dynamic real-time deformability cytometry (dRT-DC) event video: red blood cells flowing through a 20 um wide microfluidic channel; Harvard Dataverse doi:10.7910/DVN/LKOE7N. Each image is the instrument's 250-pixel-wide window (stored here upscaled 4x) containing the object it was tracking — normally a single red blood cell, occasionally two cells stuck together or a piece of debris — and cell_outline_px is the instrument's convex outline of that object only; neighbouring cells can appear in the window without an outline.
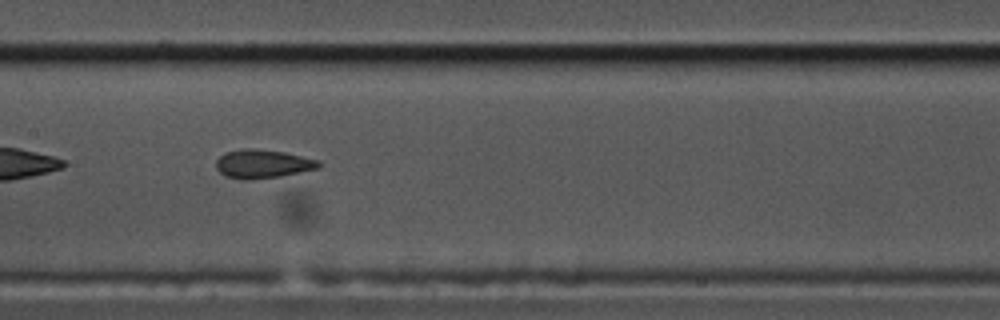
{"species": "common noctule bat (a hibernating species)", "species_latin": "Nyctalus noctula", "temperature_condition": "cold", "stored_images_in_passage": 28, "camera_frame_rate_fps": 3000, "um_per_image_px": 0.085, "animal": {"sex": "male", "body_mass_g": 17.5, "forearm_length_mm": 52.3}, "frame": {"image": 1, "passage_image": 12, "time_ms": 3.667, "image_size_px": [1000, 320], "cell_outline_px": [[320, 168], [280, 176], [252, 180], [244, 180], [224, 176], [216, 168], [216, 160], [224, 152], [240, 148], [252, 148], [284, 152], [320, 160]], "centroid_in_image_um": [22.3, 13.93], "position_along_channel_um": 185.1, "area_um2": 17.34}}
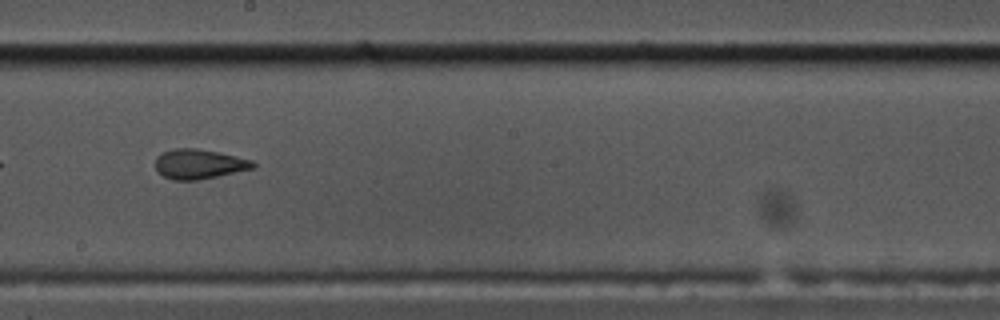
{"frame": {"image": 2, "passage_image": 16, "time_ms": 5.0, "image_size_px": [1000, 320], "cell_outline_px": [[256, 168], [196, 180], [172, 180], [164, 176], [156, 168], [156, 156], [160, 152], [176, 148], [196, 148], [220, 152], [252, 160], [256, 164]], "centroid_in_image_um": [16.93, 13.93], "position_along_channel_um": 231.3, "area_um2": 16.94}}
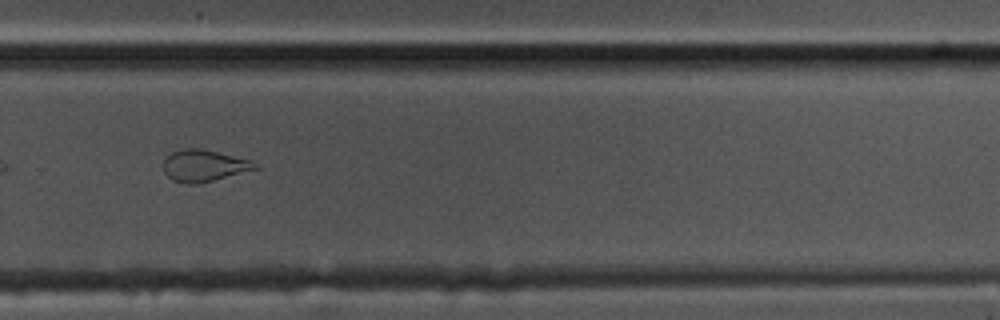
{"frame": {"image": 3, "passage_image": 23, "time_ms": 7.333, "image_size_px": [1000, 320], "cell_outline_px": [[260, 168], [196, 184], [184, 184], [172, 180], [164, 172], [164, 160], [172, 152], [184, 148], [200, 148], [252, 160]], "centroid_in_image_um": [17.33, 14.08], "position_along_channel_um": 312.5, "area_um2": 16.82}, "authors_computed_cell_mechanics": {"area_um2": 16.762, "velocity_mm_per_s": 3.4802, "shape_relaxation_time_tau1_ms": 11.0937, "shape_relaxation_time_tau2_ms": 2.3293, "deformation_change_tau1": 0.2589, "deformation_change_tau2": 0.0844}}